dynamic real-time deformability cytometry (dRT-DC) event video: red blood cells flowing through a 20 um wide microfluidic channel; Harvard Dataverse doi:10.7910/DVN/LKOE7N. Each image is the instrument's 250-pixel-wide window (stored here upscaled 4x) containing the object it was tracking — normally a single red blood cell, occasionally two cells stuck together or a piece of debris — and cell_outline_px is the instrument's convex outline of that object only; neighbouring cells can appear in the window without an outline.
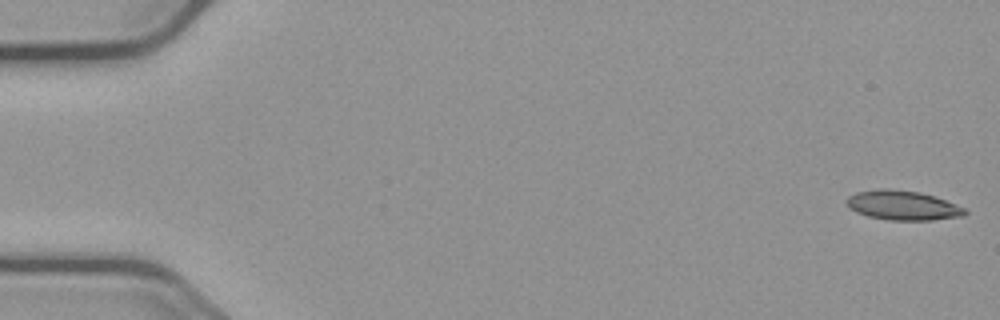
{"species": "common noctule bat (a hibernating species)", "species_latin": "Nyctalus noctula", "temperature_condition": "cold", "stored_images_in_passage": 10, "camera_frame_rate_fps": 3000, "um_per_image_px": 0.085, "animal": {"sex": "male", "body_mass_g": 23.1, "forearm_length_mm": 52.7}, "frame": {"image": 1, "passage_image": 1, "time_ms": 0.0, "image_size_px": [1000, 320], "cell_outline_px": [[968, 212], [964, 216], [932, 220], [888, 220], [868, 216], [856, 212], [848, 208], [844, 200], [848, 196], [856, 192], [880, 188], [884, 188], [920, 192], [944, 200], [964, 208]], "centroid_in_image_um": [76.67, 17.46], "position_along_channel_um": 8.3, "area_um2": 20.35}}